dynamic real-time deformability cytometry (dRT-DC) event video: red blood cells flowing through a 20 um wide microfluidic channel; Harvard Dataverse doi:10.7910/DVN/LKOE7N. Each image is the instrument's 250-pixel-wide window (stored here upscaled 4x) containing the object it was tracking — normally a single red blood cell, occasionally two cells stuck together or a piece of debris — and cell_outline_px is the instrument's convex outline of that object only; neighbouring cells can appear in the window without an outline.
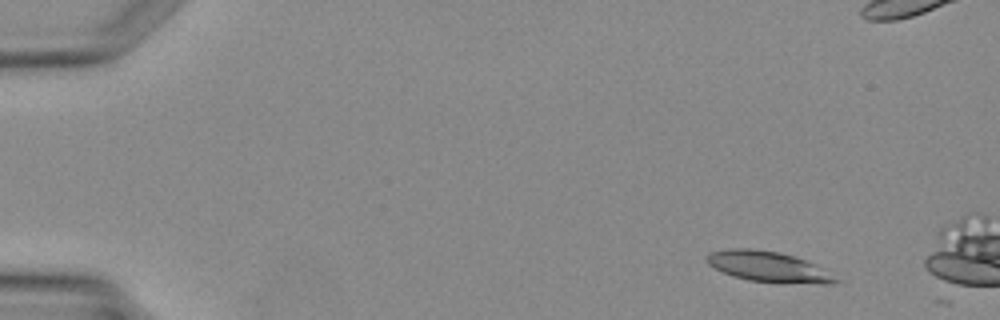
{"species": "Egyptian fruit bat (a non-hibernating species)", "species_latin": "Rousettus aegyptiacus", "temperature_condition": "warm", "stored_images_in_passage": 11, "camera_frame_rate_fps": 3000, "um_per_image_px": 0.085, "animal": {"sex": "female"}, "frame": {"image": 1, "passage_image": 4, "time_ms": 1.0, "image_size_px": [1000, 320], "cell_outline_px": [[844, 280], [832, 284], [780, 284], [748, 280], [732, 276], [708, 264], [704, 260], [704, 256], [712, 252], [728, 248], [752, 248], [780, 252], [804, 260]], "centroid_in_image_um": [65.32, 22.7], "position_along_channel_um": 19.7, "area_um2": 23.29}}